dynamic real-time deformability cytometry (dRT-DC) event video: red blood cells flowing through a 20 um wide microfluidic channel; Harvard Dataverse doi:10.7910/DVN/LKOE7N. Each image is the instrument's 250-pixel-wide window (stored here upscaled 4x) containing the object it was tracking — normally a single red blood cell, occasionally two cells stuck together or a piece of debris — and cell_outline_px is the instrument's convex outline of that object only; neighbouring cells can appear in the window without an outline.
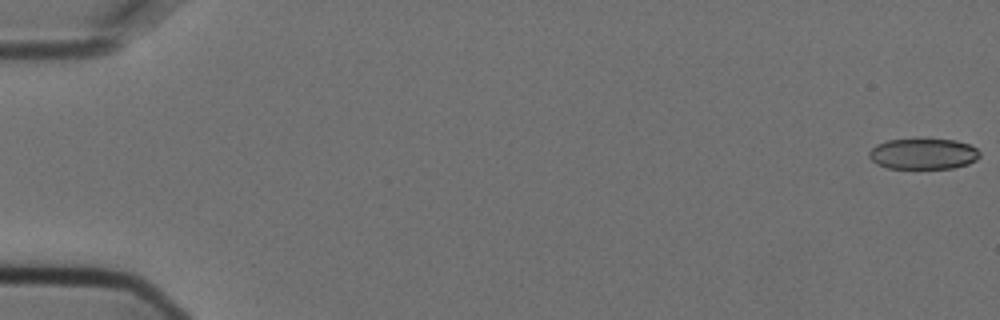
{"species": "Egyptian fruit bat (a non-hibernating species)", "species_latin": "Rousettus aegyptiacus", "temperature_condition": "cold", "stored_images_in_passage": 44, "camera_frame_rate_fps": 3000, "um_per_image_px": 0.085, "animal": {"sex": "female"}, "frame": {"image": 1, "passage_image": 1, "time_ms": 0.0, "image_size_px": [1000, 320], "cell_outline_px": [[980, 156], [976, 160], [968, 164], [952, 168], [888, 168], [876, 164], [868, 156], [868, 152], [876, 144], [888, 140], [956, 140], [968, 144], [976, 148], [980, 152]], "centroid_in_image_um": [78.47, 13.09], "position_along_channel_um": 6.5, "area_um2": 19.71}}
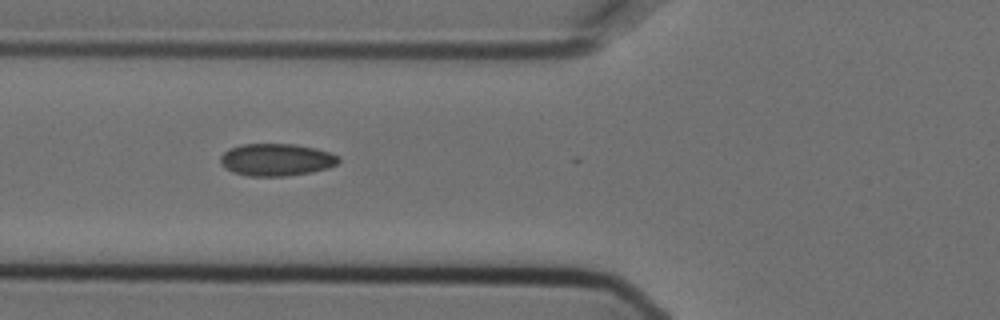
{"frame": {"image": 2, "passage_image": 22, "time_ms": 7.0, "image_size_px": [1000, 320], "cell_outline_px": [[340, 160], [336, 164], [328, 168], [312, 172], [288, 176], [248, 176], [232, 172], [220, 164], [220, 156], [228, 148], [240, 144], [296, 144], [316, 148], [340, 156]], "centroid_in_image_um": [23.48, 13.57], "position_along_channel_um": 102.3, "area_um2": 22.48}}
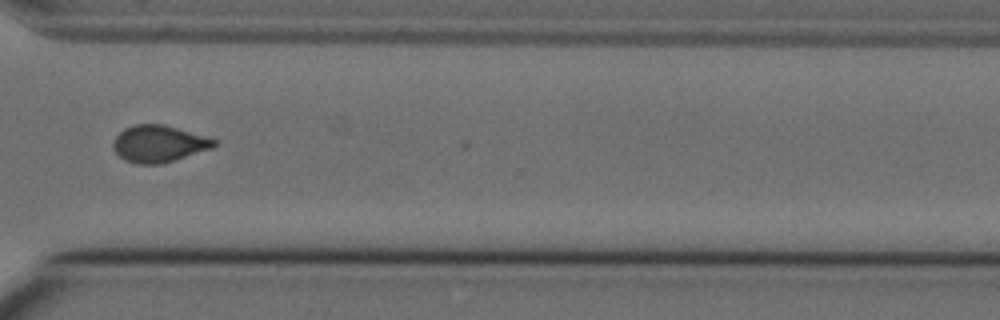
{"frame": {"image": 3, "passage_image": 43, "time_ms": 14.0, "image_size_px": [1000, 320], "cell_outline_px": [[216, 144], [212, 148], [160, 164], [136, 164], [124, 160], [116, 152], [112, 144], [116, 136], [124, 128], [136, 124], [164, 124], [204, 136], [216, 140]], "centroid_in_image_um": [13.46, 12.21], "position_along_channel_um": 357.1, "area_um2": 21.39}}